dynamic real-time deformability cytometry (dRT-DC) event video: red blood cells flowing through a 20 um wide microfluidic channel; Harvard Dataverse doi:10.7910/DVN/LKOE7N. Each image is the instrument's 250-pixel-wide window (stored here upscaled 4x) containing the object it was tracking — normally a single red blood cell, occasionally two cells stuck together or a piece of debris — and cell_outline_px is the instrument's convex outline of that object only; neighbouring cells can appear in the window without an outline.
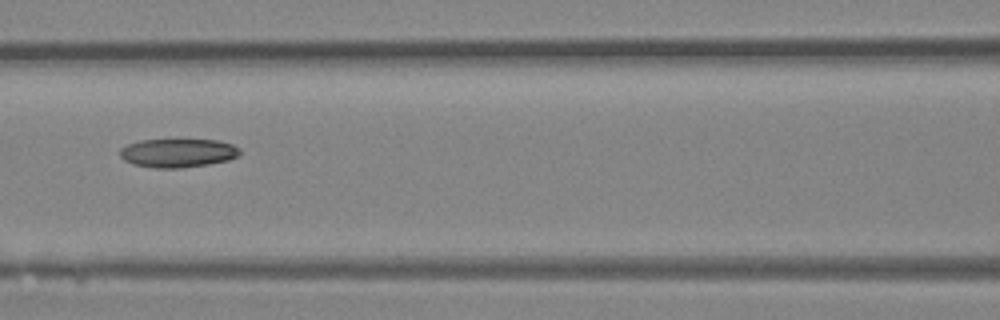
{"species": "Egyptian fruit bat (a non-hibernating species)", "species_latin": "Rousettus aegyptiacus", "temperature_condition": "room temperature", "stored_images_in_passage": 6, "camera_frame_rate_fps": 3000, "um_per_image_px": 0.085, "animal": {"sex": "female"}, "frame": {"image": 1, "passage_image": 6, "time_ms": 1.667, "image_size_px": [1000, 320], "cell_outline_px": [[240, 156], [228, 160], [208, 164], [180, 168], [152, 168], [132, 164], [124, 160], [120, 156], [120, 148], [128, 144], [140, 140], [216, 140], [232, 144], [240, 148]], "centroid_in_image_um": [15.11, 13.01], "position_along_channel_um": 151.5, "area_um2": 20.11}}